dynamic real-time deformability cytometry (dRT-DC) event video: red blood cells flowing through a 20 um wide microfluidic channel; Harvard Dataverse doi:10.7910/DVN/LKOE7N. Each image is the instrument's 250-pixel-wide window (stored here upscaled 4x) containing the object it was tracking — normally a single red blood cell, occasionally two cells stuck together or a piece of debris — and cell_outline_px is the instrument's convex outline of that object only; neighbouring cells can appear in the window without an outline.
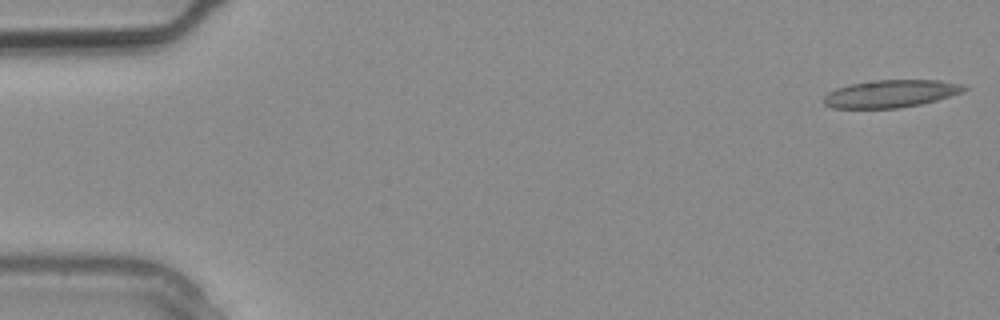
{"species": "common noctule bat (a hibernating species)", "species_latin": "Nyctalus noctula", "temperature_condition": "warm", "stored_images_in_passage": 3, "camera_frame_rate_fps": 3000, "um_per_image_px": 0.085, "animal": {"sex": "male", "body_mass_g": 20.4}, "frame": {"image": 1, "passage_image": 1, "time_ms": 0.0, "image_size_px": [1000, 320], "cell_outline_px": [[968, 88], [964, 92], [936, 100], [920, 104], [900, 108], [832, 108], [824, 104], [824, 96], [828, 92], [836, 88], [848, 84], [876, 80], [940, 80], [964, 84]], "centroid_in_image_um": [75.73, 7.96], "position_along_channel_um": 9.3, "area_um2": 22.66}}
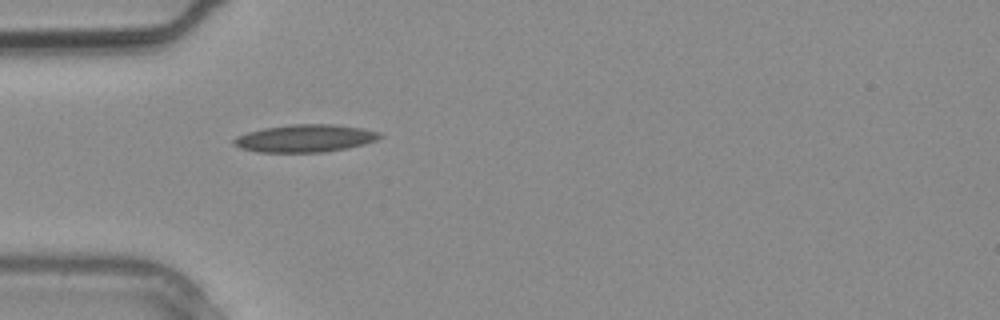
{"frame": {"image": 2, "passage_image": 3, "time_ms": 0.667, "image_size_px": [1000, 320], "cell_outline_px": [[384, 136], [376, 140], [364, 144], [348, 148], [324, 152], [256, 152], [240, 148], [232, 144], [232, 140], [236, 136], [248, 132], [264, 128], [292, 124], [332, 124], [364, 128], [380, 132]], "centroid_in_image_um": [25.94, 11.76], "position_along_channel_um": 59.1, "area_um2": 23.64}}